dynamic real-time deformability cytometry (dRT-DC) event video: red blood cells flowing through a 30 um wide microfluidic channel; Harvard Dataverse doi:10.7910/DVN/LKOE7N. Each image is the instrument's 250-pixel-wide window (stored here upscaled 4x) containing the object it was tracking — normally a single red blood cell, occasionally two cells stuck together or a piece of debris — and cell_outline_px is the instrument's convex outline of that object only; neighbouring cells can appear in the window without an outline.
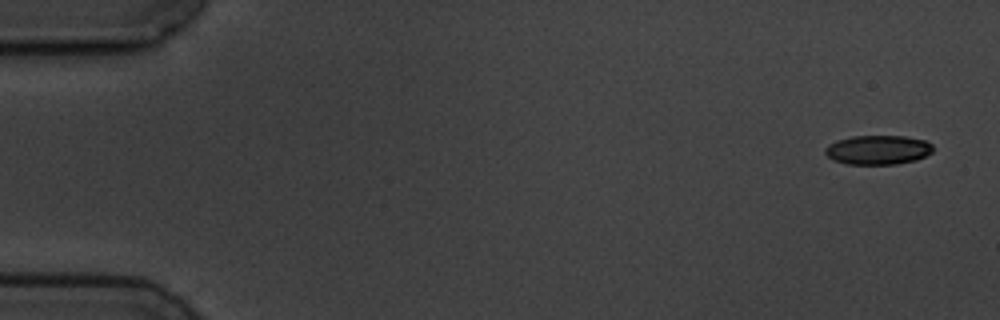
{"species": "common noctule bat (a hibernating species)", "species_latin": "Nyctalus noctula", "temperature_condition": "cold", "stored_images_in_passage": 5, "camera_frame_rate_fps": 3000, "um_per_image_px": 0.085, "animal": {"sex": "male", "body_mass_g": 19.5, "forearm_length_mm": 54.6}, "frame": {"image": 1, "passage_image": 1, "time_ms": 0.0, "image_size_px": [1000, 320], "cell_outline_px": [[932, 152], [916, 160], [896, 164], [848, 164], [832, 160], [824, 152], [824, 148], [828, 144], [836, 140], [852, 136], [904, 136], [924, 140], [932, 144]], "centroid_in_image_um": [74.59, 12.73], "position_along_channel_um": 10.4, "area_um2": 18.44}}
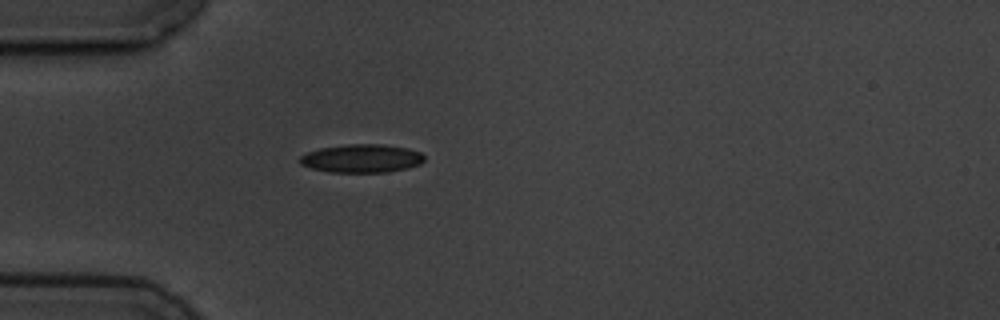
{"frame": {"image": 2, "passage_image": 5, "time_ms": 4.667, "image_size_px": [1000, 320], "cell_outline_px": [[424, 160], [420, 164], [408, 168], [388, 172], [328, 172], [312, 168], [300, 164], [300, 156], [308, 152], [320, 148], [348, 144], [384, 144], [408, 148], [420, 152], [424, 156]], "centroid_in_image_um": [30.76, 13.46], "position_along_channel_um": 54.2, "area_um2": 20.58}}